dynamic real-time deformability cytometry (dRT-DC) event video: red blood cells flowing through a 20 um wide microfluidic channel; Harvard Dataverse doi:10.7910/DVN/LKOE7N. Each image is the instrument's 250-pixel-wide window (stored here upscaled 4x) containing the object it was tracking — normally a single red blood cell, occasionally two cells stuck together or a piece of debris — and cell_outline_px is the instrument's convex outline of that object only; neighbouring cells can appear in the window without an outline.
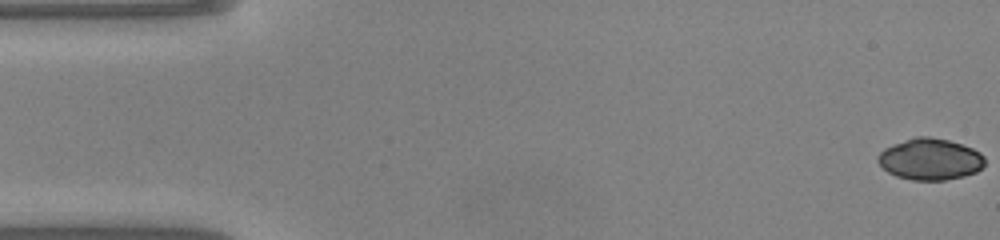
{"species": "common noctule bat (a hibernating species)", "species_latin": "Nyctalus noctula", "temperature_condition": "warm", "stored_images_in_passage": 13, "camera_frame_rate_fps": 3000, "um_per_image_px": 0.085, "animal": {"sex": "male", "body_mass_g": 20.0, "forearm_length_mm": 53.3}, "frame": {"image": 1, "passage_image": 1, "time_ms": 0.0, "image_size_px": [1000, 240], "cell_outline_px": [[984, 164], [976, 172], [964, 176], [944, 180], [912, 180], [896, 176], [888, 172], [876, 160], [876, 156], [884, 148], [916, 136], [928, 136], [948, 140], [972, 148], [980, 152], [984, 156]], "centroid_in_image_um": [79.05, 13.53], "position_along_channel_um": 6.0, "area_um2": 25.72}}